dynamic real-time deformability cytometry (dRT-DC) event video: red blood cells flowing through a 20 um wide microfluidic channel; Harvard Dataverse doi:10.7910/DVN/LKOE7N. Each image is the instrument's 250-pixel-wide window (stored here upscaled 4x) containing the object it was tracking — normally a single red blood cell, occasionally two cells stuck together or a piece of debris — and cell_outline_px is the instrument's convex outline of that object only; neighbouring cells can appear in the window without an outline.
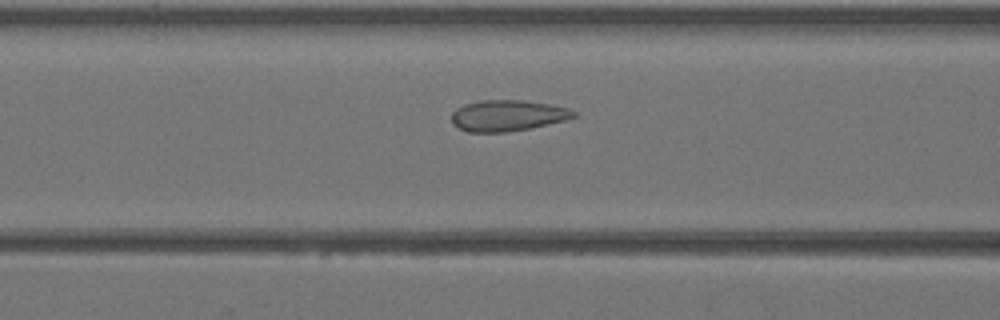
{"species": "Egyptian fruit bat (a non-hibernating species)", "species_latin": "Rousettus aegyptiacus", "temperature_condition": "warm", "stored_images_in_passage": 20, "camera_frame_rate_fps": 3000, "um_per_image_px": 0.085, "animal": {"sex": "female"}, "frame": {"image": 1, "passage_image": 9, "time_ms": 2.667, "image_size_px": [1000, 320], "cell_outline_px": [[576, 116], [564, 120], [528, 128], [508, 132], [468, 132], [452, 124], [452, 112], [456, 108], [464, 104], [480, 100], [524, 100], [548, 104], [568, 108], [576, 112]], "centroid_in_image_um": [43.1, 9.81], "position_along_channel_um": 123.5, "area_um2": 21.96}}
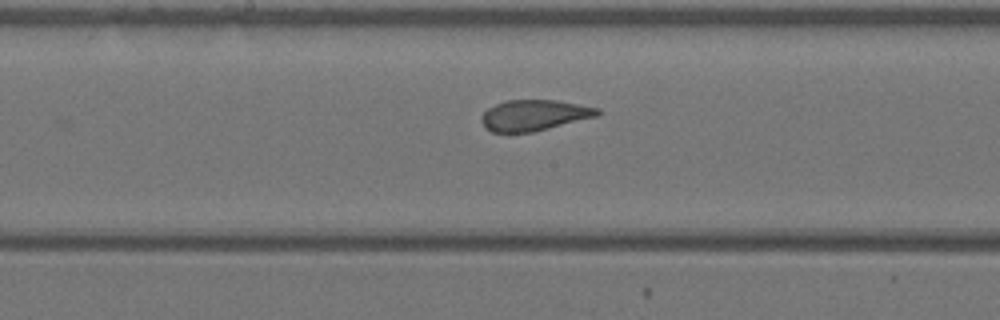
{"frame": {"image": 2, "passage_image": 14, "time_ms": 4.333, "image_size_px": [1000, 320], "cell_outline_px": [[600, 116], [532, 132], [492, 132], [484, 128], [480, 120], [480, 116], [488, 108], [504, 100], [556, 100], [600, 108]], "centroid_in_image_um": [45.4, 9.79], "position_along_channel_um": 202.8, "area_um2": 21.04}}
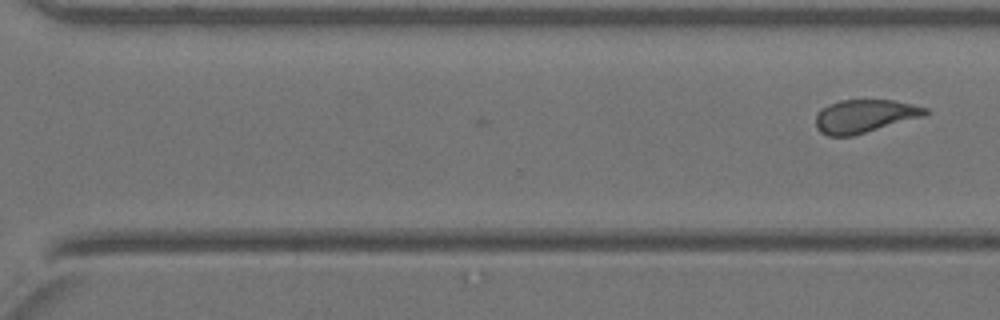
{"frame": {"image": 3, "passage_image": 20, "time_ms": 6.333, "image_size_px": [1000, 320], "cell_outline_px": [[928, 112], [924, 116], [852, 136], [828, 136], [820, 132], [816, 128], [816, 116], [820, 108], [840, 100], [892, 100], [912, 104], [928, 108]], "centroid_in_image_um": [73.46, 9.87], "position_along_channel_um": 297.1, "area_um2": 21.1}}